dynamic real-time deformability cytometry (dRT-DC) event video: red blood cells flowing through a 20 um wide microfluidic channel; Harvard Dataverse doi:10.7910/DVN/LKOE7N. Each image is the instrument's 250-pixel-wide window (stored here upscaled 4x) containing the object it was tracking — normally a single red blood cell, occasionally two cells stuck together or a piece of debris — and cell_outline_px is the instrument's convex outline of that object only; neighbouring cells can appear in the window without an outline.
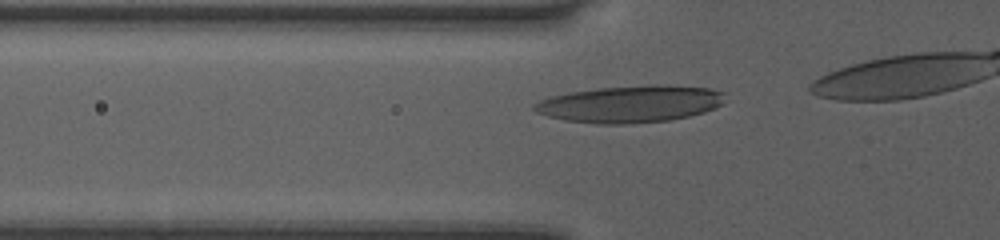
{"species": "human", "species_latin": "Homo sapiens", "temperature_condition": "room temperature", "stored_images_in_passage": 11, "camera_frame_rate_fps": 3000, "um_per_image_px": 0.085, "donor": {"sex": "female"}, "frame": {"image": 1, "passage_image": 2, "time_ms": 0.333, "image_size_px": [1000, 240], "cell_outline_px": [[728, 92], [724, 104], [704, 112], [688, 116], [668, 120], [632, 124], [596, 124], [564, 120], [548, 116], [536, 112], [532, 108], [532, 104], [548, 96], [572, 92], [600, 88], [652, 84], [656, 84], [712, 88]], "centroid_in_image_um": [53.62, 8.83], "position_along_channel_um": 72.2, "area_um2": 41.56}}
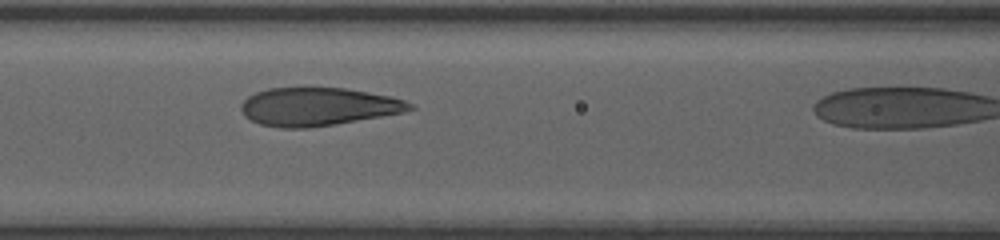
{"frame": {"image": 2, "passage_image": 7, "time_ms": 2.0, "image_size_px": [1000, 240], "cell_outline_px": [[416, 108], [404, 112], [308, 128], [280, 128], [260, 124], [244, 116], [240, 108], [240, 104], [248, 96], [256, 92], [268, 88], [344, 88], [392, 96], [404, 100], [412, 104]], "centroid_in_image_um": [27.0, 9.06], "position_along_channel_um": 139.6, "area_um2": 37.28}}
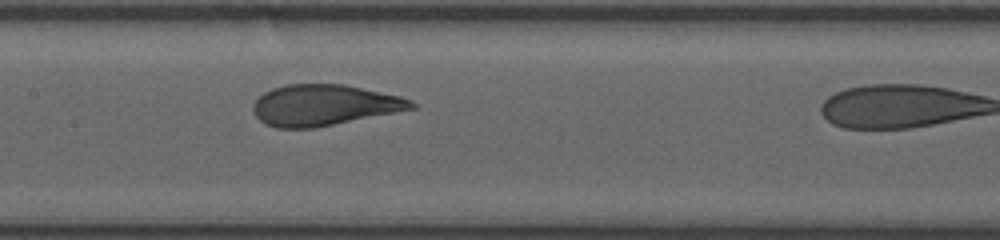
{"frame": {"image": 3, "passage_image": 10, "time_ms": 3.0, "image_size_px": [1000, 240], "cell_outline_px": [[416, 108], [312, 128], [276, 128], [264, 124], [256, 116], [252, 108], [252, 104], [264, 92], [272, 88], [288, 84], [344, 84], [400, 96], [412, 100], [416, 104]], "centroid_in_image_um": [27.51, 8.93], "position_along_channel_um": 179.9, "area_um2": 37.57}}